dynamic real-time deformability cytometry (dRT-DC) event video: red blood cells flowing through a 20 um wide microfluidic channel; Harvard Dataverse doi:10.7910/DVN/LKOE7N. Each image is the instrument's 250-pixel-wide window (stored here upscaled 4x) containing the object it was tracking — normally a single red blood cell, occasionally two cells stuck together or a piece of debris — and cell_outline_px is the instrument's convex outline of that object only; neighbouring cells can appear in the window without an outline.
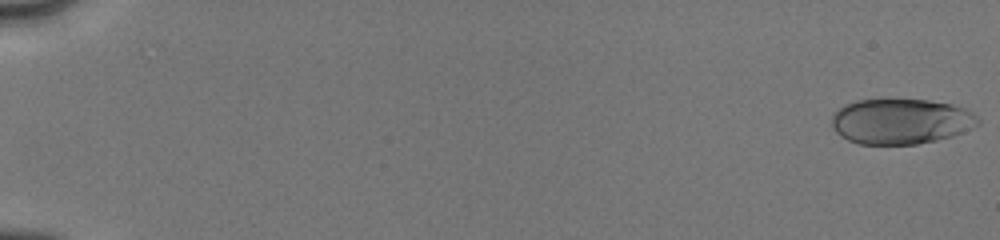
{"species": "human", "species_latin": "Homo sapiens", "temperature_condition": "cold", "stored_images_in_passage": 18, "camera_frame_rate_fps": 3000, "um_per_image_px": 0.085, "donor": {"sex": "male"}, "frame": {"image": 1, "passage_image": 1, "time_ms": 0.0, "image_size_px": [1000, 240], "cell_outline_px": [[980, 124], [972, 128], [952, 136], [936, 140], [916, 144], [860, 144], [848, 140], [840, 136], [832, 128], [832, 116], [844, 104], [856, 100], [928, 100], [952, 104], [968, 108], [980, 120]], "centroid_in_image_um": [76.59, 10.31], "position_along_channel_um": 8.4, "area_um2": 38.78}}
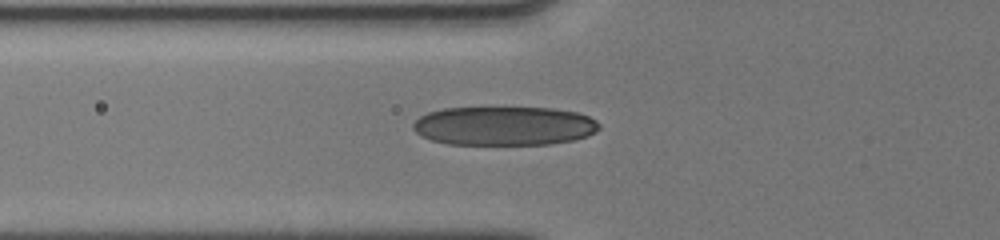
{"frame": {"image": 2, "passage_image": 16, "time_ms": 6.667, "image_size_px": [1000, 240], "cell_outline_px": [[600, 128], [596, 132], [588, 136], [572, 140], [548, 144], [448, 144], [432, 140], [420, 136], [412, 128], [412, 124], [420, 116], [428, 112], [444, 108], [552, 108], [576, 112], [588, 116], [596, 120], [600, 124]], "centroid_in_image_um": [42.85, 10.7], "position_along_channel_um": 82.9, "area_um2": 42.31}}
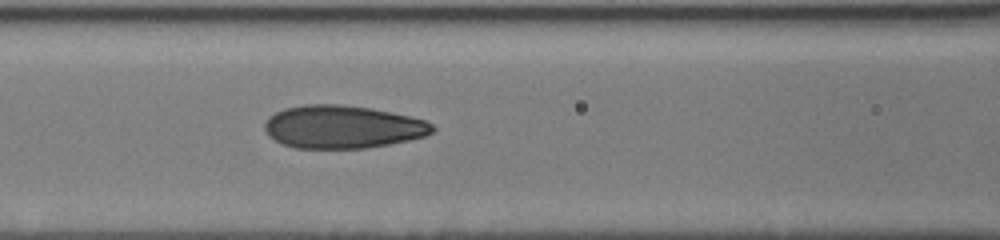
{"frame": {"image": 3, "passage_image": 18, "time_ms": 8.0, "image_size_px": [1000, 240], "cell_outline_px": [[436, 128], [432, 132], [424, 136], [408, 140], [368, 148], [296, 148], [284, 144], [268, 136], [264, 128], [264, 124], [268, 116], [284, 108], [304, 104], [340, 104], [372, 108], [428, 120]], "centroid_in_image_um": [29.11, 10.77], "position_along_channel_um": 137.5, "area_um2": 42.14}}